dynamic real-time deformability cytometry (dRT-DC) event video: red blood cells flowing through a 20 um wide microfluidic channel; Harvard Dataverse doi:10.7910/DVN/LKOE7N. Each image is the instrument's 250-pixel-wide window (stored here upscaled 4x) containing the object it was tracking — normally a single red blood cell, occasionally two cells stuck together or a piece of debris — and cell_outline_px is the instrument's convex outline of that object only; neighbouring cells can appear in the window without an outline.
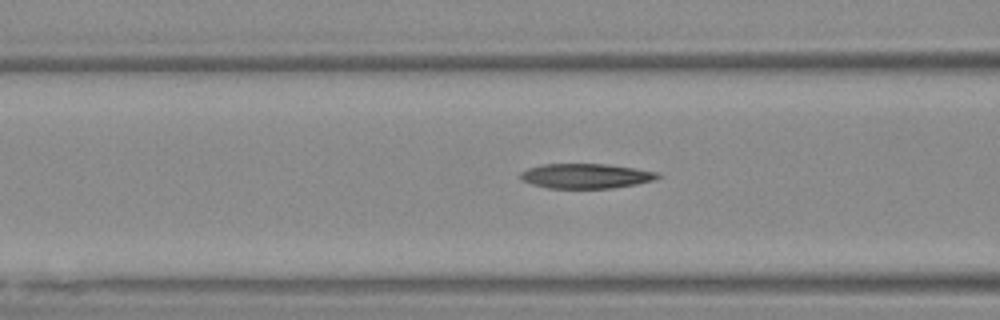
{"species": "Egyptian fruit bat (a non-hibernating species)", "species_latin": "Rousettus aegyptiacus", "temperature_condition": "warm", "stored_images_in_passage": 39, "camera_frame_rate_fps": 3000, "um_per_image_px": 0.085, "animal": {"sex": "female"}, "frame": {"image": 1, "passage_image": 17, "time_ms": 5.333, "image_size_px": [1000, 320], "cell_outline_px": [[660, 176], [652, 180], [636, 184], [612, 188], [548, 188], [532, 184], [520, 180], [520, 172], [528, 168], [544, 164], [608, 164], [656, 172]], "centroid_in_image_um": [49.73, 14.96], "position_along_channel_um": 116.9, "area_um2": 19.65}}
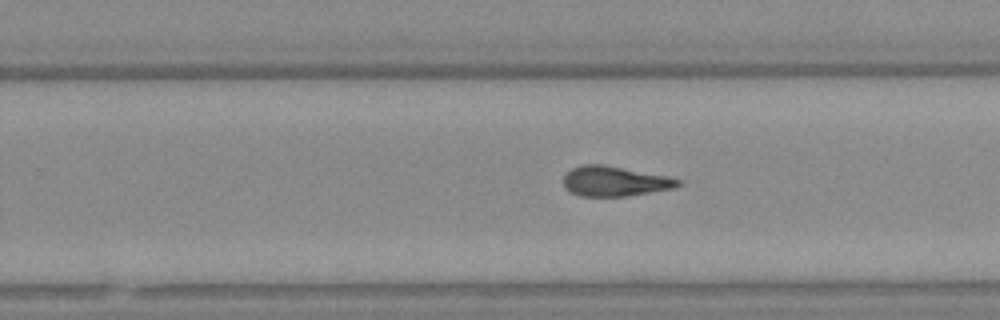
{"frame": {"image": 2, "passage_image": 30, "time_ms": 9.667, "image_size_px": [1000, 320], "cell_outline_px": [[684, 180], [680, 184], [672, 188], [624, 196], [580, 196], [568, 192], [564, 188], [564, 176], [572, 168], [584, 164], [604, 164]], "centroid_in_image_um": [52.19, 15.4], "position_along_channel_um": 277.6, "area_um2": 19.77}}
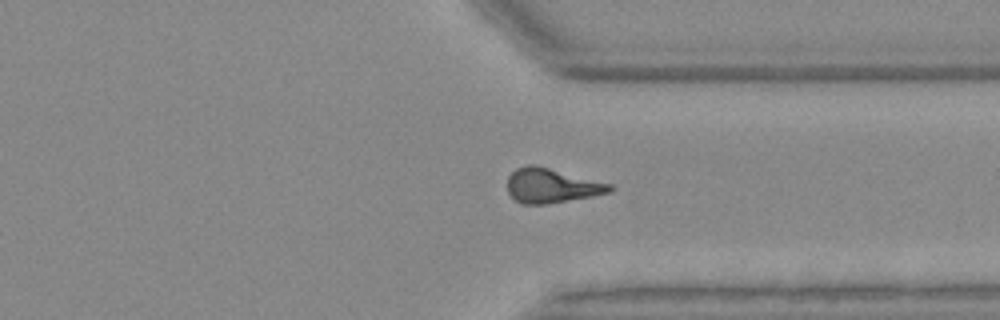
{"frame": {"image": 3, "passage_image": 37, "time_ms": 12.0, "image_size_px": [1000, 320], "cell_outline_px": [[616, 188], [608, 192], [592, 196], [544, 204], [520, 204], [508, 192], [508, 176], [516, 168], [528, 164], [536, 164], [612, 184]], "centroid_in_image_um": [46.88, 15.76], "position_along_channel_um": 364.5, "area_um2": 20.58}}